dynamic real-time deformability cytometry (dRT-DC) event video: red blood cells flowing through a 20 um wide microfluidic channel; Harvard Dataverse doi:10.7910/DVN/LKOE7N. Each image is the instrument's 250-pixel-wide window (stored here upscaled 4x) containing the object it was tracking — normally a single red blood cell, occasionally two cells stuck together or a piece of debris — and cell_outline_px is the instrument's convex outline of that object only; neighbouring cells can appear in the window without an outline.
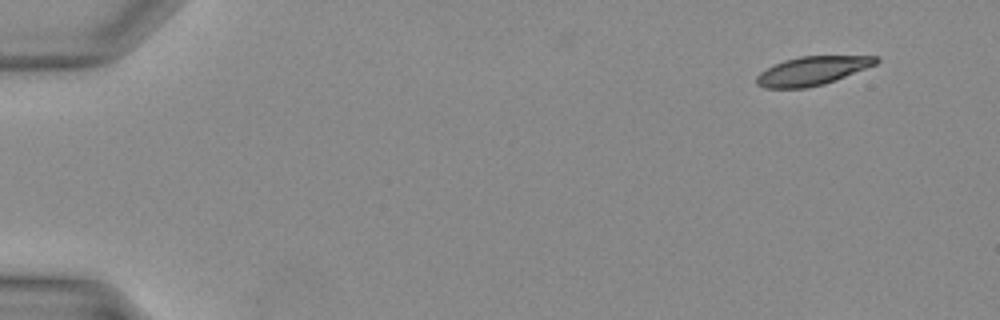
{"species": "Egyptian fruit bat (a non-hibernating species)", "species_latin": "Rousettus aegyptiacus", "temperature_condition": "warm", "stored_images_in_passage": 4, "camera_frame_rate_fps": 3000, "um_per_image_px": 0.085, "animal": {"sex": "female"}, "frame": {"image": 1, "passage_image": 1, "time_ms": 0.0, "image_size_px": [1000, 320], "cell_outline_px": [[880, 60], [876, 64], [836, 80], [824, 84], [808, 88], [764, 88], [756, 84], [756, 76], [760, 72], [784, 60], [800, 56], [880, 56]], "centroid_in_image_um": [69.04, 6.02], "position_along_channel_um": 16.0, "area_um2": 19.94}}